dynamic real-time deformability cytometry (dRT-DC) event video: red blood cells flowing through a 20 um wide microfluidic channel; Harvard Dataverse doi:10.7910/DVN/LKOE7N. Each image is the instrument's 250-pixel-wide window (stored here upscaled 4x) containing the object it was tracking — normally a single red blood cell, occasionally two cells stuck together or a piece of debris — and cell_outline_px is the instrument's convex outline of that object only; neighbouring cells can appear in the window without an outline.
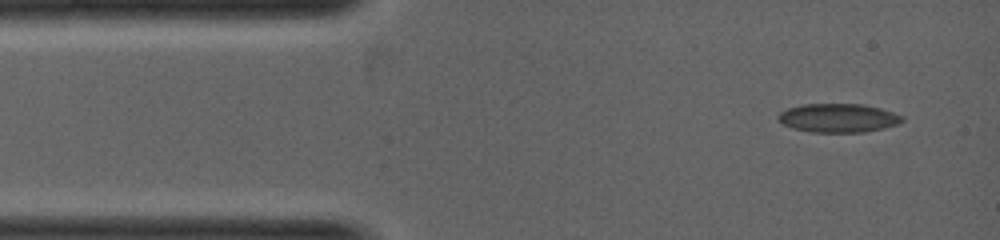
{"species": "common noctule bat (a hibernating species)", "species_latin": "Nyctalus noctula", "temperature_condition": "warm", "stored_images_in_passage": 3, "camera_frame_rate_fps": 5000, "um_per_image_px": 0.085, "animal": {"sex": "female", "body_mass_g": 19.0, "forearm_length_mm": 53.3}, "frame": {"image": 1, "passage_image": 1, "time_ms": 0.0, "image_size_px": [1000, 240], "cell_outline_px": [[904, 120], [896, 124], [884, 128], [864, 132], [808, 132], [792, 128], [784, 124], [776, 116], [780, 112], [788, 108], [804, 104], [864, 104], [880, 108], [904, 116]], "centroid_in_image_um": [71.25, 10.03], "position_along_channel_um": 13.7, "area_um2": 20.75}}
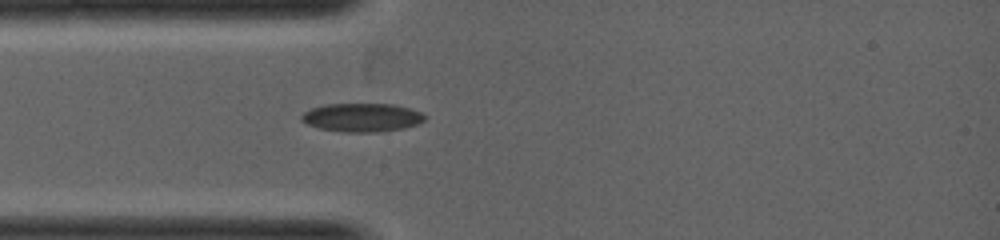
{"frame": {"image": 2, "passage_image": 3, "time_ms": 1.2, "image_size_px": [1000, 240], "cell_outline_px": [[424, 120], [420, 124], [404, 128], [376, 132], [344, 132], [320, 128], [308, 124], [300, 120], [300, 116], [304, 112], [312, 108], [324, 104], [392, 104], [408, 108], [420, 112], [424, 116]], "centroid_in_image_um": [30.75, 9.99], "position_along_channel_um": 54.3, "area_um2": 20.4}}